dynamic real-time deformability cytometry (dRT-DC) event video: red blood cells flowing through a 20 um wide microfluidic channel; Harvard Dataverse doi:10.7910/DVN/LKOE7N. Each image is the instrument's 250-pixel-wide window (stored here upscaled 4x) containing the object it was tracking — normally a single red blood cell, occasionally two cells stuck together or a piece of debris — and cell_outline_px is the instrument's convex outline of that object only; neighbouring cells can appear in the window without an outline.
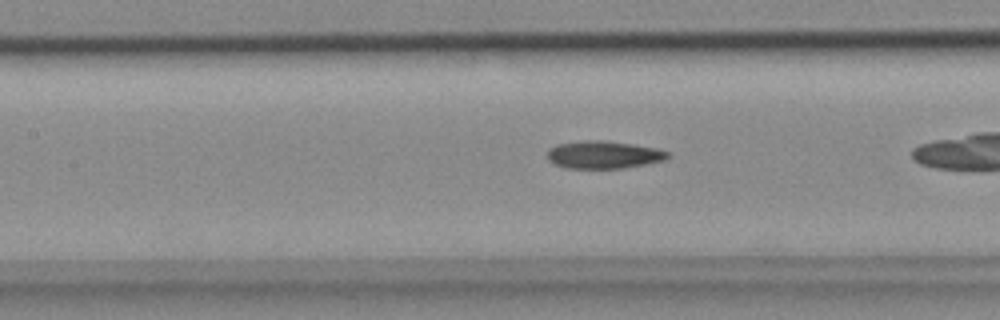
{"species": "common noctule bat (a hibernating species)", "species_latin": "Nyctalus noctula", "temperature_condition": "cold", "stored_images_in_passage": 33, "camera_frame_rate_fps": 3000, "um_per_image_px": 0.085, "animal": {"sex": "female", "body_mass_g": 18.4}, "frame": {"image": 1, "passage_image": 15, "time_ms": 4.667, "image_size_px": [1000, 320], "cell_outline_px": [[672, 156], [664, 160], [624, 168], [564, 168], [552, 164], [548, 160], [548, 148], [556, 144], [584, 140], [604, 140], [632, 144], [656, 148], [668, 152]], "centroid_in_image_um": [51.27, 13.15], "position_along_channel_um": 156.1, "area_um2": 19.54}}
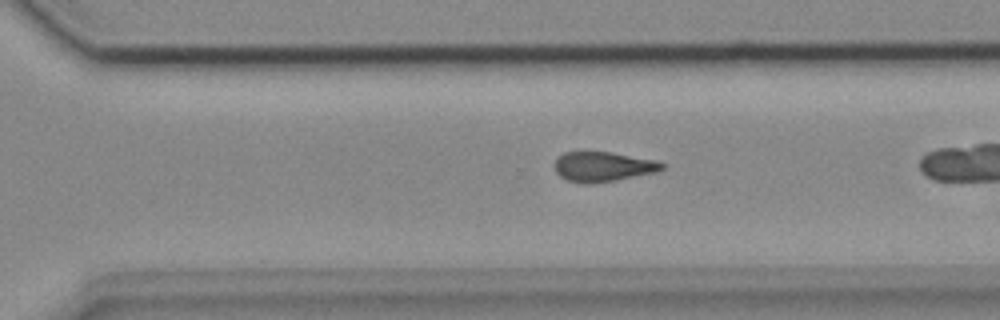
{"frame": {"image": 2, "passage_image": 28, "time_ms": 9.0, "image_size_px": [1000, 320], "cell_outline_px": [[664, 168], [656, 172], [616, 180], [592, 184], [584, 184], [568, 180], [560, 176], [556, 172], [556, 156], [564, 152], [612, 152], [656, 160], [664, 164]], "centroid_in_image_um": [51.25, 14.16], "position_along_channel_um": 319.3, "area_um2": 18.67}}